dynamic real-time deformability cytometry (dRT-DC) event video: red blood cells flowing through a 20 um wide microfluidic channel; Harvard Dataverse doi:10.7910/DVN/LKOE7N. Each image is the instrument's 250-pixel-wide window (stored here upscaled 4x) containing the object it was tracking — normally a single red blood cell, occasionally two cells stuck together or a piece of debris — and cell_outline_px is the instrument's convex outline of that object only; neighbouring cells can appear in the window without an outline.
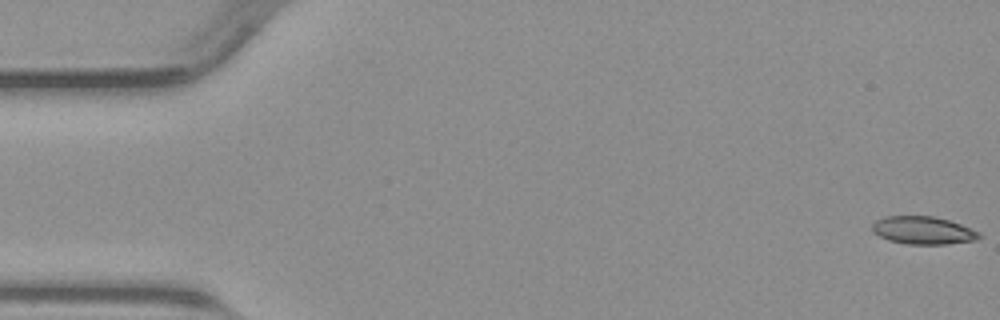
{"species": "common noctule bat (a hibernating species)", "species_latin": "Nyctalus noctula", "temperature_condition": "warm", "stored_images_in_passage": 51, "camera_frame_rate_fps": 3000, "um_per_image_px": 0.085, "animal": {"sex": "male", "body_mass_g": 23.1, "forearm_length_mm": 52.7}, "frame": {"image": 1, "passage_image": 1, "time_ms": 0.0, "image_size_px": [1000, 320], "cell_outline_px": [[984, 236], [976, 240], [948, 244], [908, 244], [888, 240], [872, 232], [872, 224], [876, 220], [884, 216], [932, 216], [948, 220], [960, 224], [980, 232]], "centroid_in_image_um": [78.47, 19.58], "position_along_channel_um": 6.5, "area_um2": 17.4}}
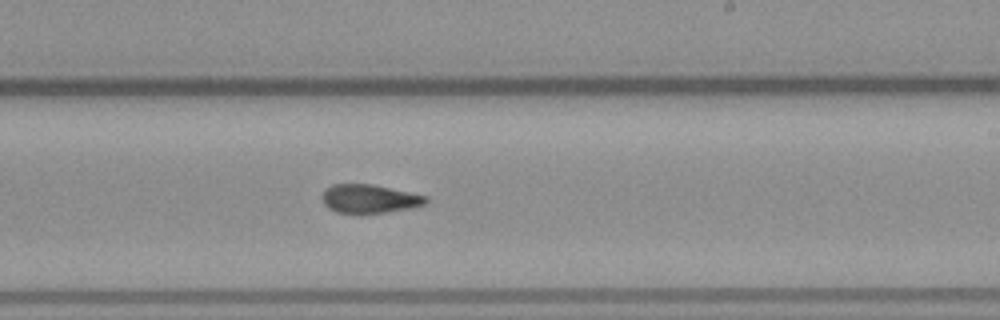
{"frame": {"image": 2, "passage_image": 30, "time_ms": 9.667, "image_size_px": [1000, 320], "cell_outline_px": [[428, 200], [424, 204], [412, 208], [388, 212], [360, 216], [336, 212], [328, 208], [324, 204], [320, 196], [324, 188], [332, 184], [372, 184], [428, 196]], "centroid_in_image_um": [31.34, 16.93], "position_along_channel_um": 257.7, "area_um2": 18.03}}
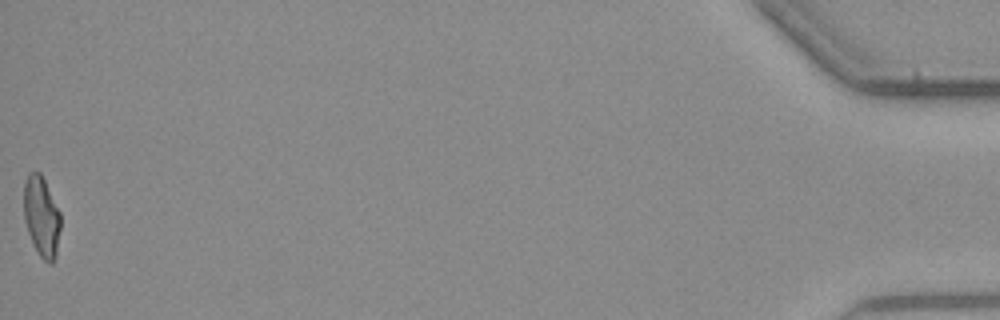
{"frame": {"image": 3, "passage_image": 51, "time_ms": 16.667, "image_size_px": [1000, 320], "cell_outline_px": [[60, 228], [56, 256], [52, 264], [48, 264], [40, 256], [32, 244], [24, 220], [24, 180], [28, 172], [40, 172], [60, 212]], "centroid_in_image_um": [3.52, 18.42], "position_along_channel_um": 431.7, "area_um2": 17.28}}